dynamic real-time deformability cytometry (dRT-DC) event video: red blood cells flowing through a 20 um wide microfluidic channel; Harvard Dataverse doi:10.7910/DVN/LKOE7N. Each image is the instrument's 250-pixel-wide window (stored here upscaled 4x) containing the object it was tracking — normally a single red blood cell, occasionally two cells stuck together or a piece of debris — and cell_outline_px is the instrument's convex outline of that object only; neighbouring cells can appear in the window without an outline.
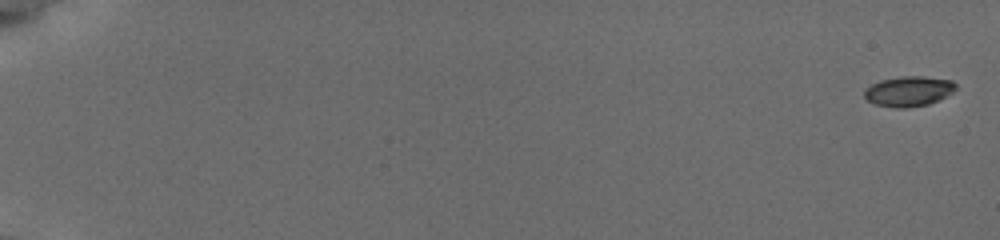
{"species": "common noctule bat (a hibernating species)", "species_latin": "Nyctalus noctula", "temperature_condition": "cold", "stored_images_in_passage": 22, "camera_frame_rate_fps": 3000, "um_per_image_px": 0.085, "animal": {"sex": "female", "body_mass_g": 19.5, "forearm_length_mm": 54.1}, "frame": {"image": 1, "passage_image": 1, "time_ms": 0.0, "image_size_px": [1000, 240], "cell_outline_px": [[956, 88], [948, 96], [940, 100], [928, 104], [904, 108], [896, 108], [876, 104], [868, 100], [864, 96], [864, 88], [880, 80], [900, 76], [924, 76], [952, 80], [956, 84]], "centroid_in_image_um": [77.25, 7.75], "position_along_channel_um": 7.7, "area_um2": 16.18}}
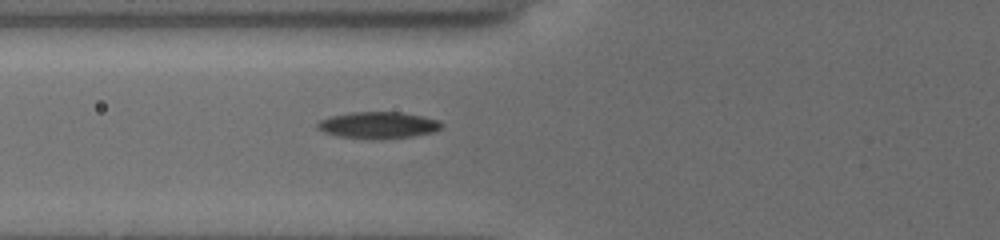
{"frame": {"image": 2, "passage_image": 15, "time_ms": 7.667, "image_size_px": [1000, 240], "cell_outline_px": [[444, 124], [436, 132], [412, 136], [380, 140], [372, 140], [340, 136], [324, 132], [316, 128], [316, 124], [320, 120], [332, 116], [352, 112], [400, 112], [424, 116], [440, 120]], "centroid_in_image_um": [32.19, 10.65], "position_along_channel_um": 93.6, "area_um2": 19.54}}
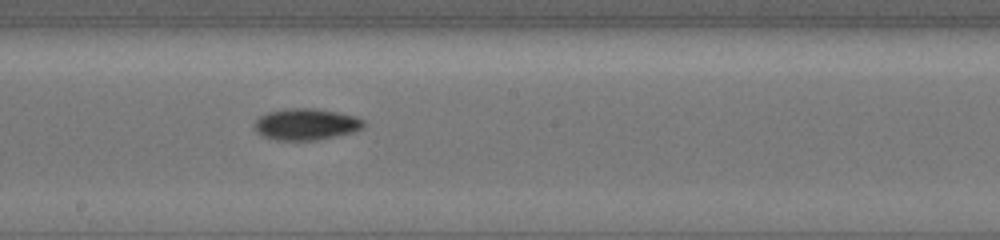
{"frame": {"image": 3, "passage_image": 22, "time_ms": 11.0, "image_size_px": [1000, 240], "cell_outline_px": [[364, 124], [360, 128], [352, 132], [336, 136], [316, 140], [276, 140], [264, 136], [256, 132], [256, 120], [260, 116], [268, 112], [288, 108], [316, 108], [340, 112], [356, 116], [364, 120]], "centroid_in_image_um": [26.03, 10.55], "position_along_channel_um": 222.2, "area_um2": 19.94}}